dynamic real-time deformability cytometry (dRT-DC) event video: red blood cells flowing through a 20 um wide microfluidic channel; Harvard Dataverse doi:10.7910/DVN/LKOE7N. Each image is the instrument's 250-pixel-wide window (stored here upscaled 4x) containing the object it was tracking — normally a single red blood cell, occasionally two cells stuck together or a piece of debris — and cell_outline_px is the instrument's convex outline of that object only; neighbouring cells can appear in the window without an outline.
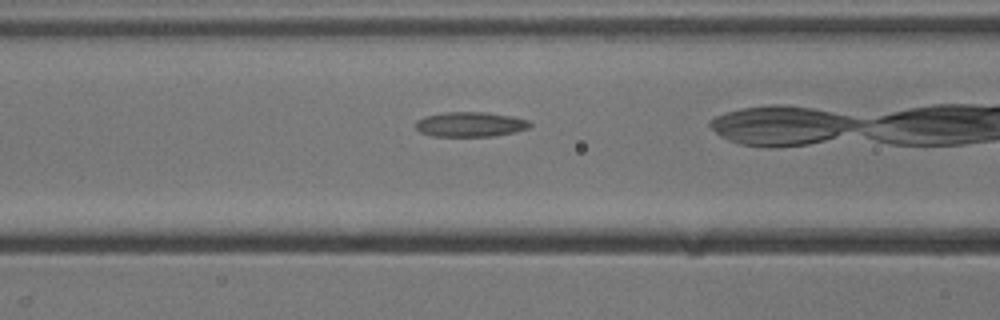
{"species": "common noctule bat (a hibernating species)", "species_latin": "Nyctalus noctula", "temperature_condition": "cold", "stored_images_in_passage": 34, "camera_frame_rate_fps": 3000, "um_per_image_px": 0.085, "animal": {"sex": "male", "body_mass_g": 13.3}, "frame": {"image": 1, "passage_image": 14, "time_ms": 4.333, "image_size_px": [1000, 320], "cell_outline_px": [[532, 124], [528, 128], [516, 132], [492, 136], [432, 136], [420, 132], [416, 128], [416, 120], [424, 116], [444, 112], [488, 112], [512, 116], [528, 120]], "centroid_in_image_um": [39.97, 10.56], "position_along_channel_um": 126.6, "area_um2": 16.65}}
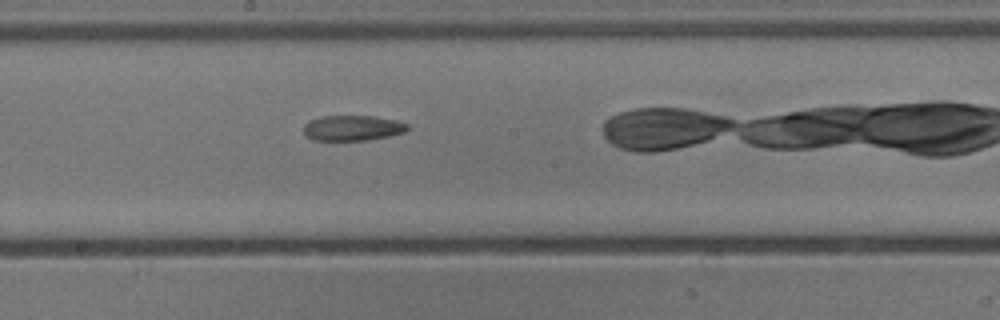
{"frame": {"image": 2, "passage_image": 21, "time_ms": 6.667, "image_size_px": [1000, 320], "cell_outline_px": [[408, 128], [404, 132], [388, 136], [368, 140], [312, 140], [304, 132], [304, 124], [308, 120], [320, 116], [372, 116], [396, 120], [408, 124]], "centroid_in_image_um": [29.94, 10.87], "position_along_channel_um": 218.3, "area_um2": 15.32}}
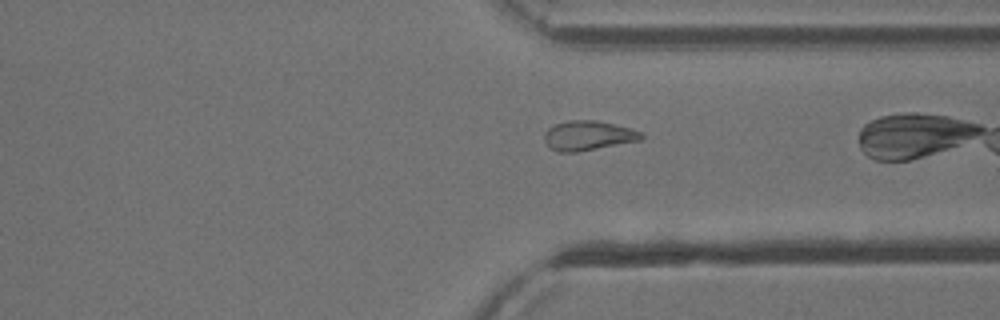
{"frame": {"image": 3, "passage_image": 32, "time_ms": 10.333, "image_size_px": [1000, 320], "cell_outline_px": [[644, 136], [640, 140], [576, 152], [560, 152], [552, 148], [544, 140], [544, 132], [548, 128], [556, 124], [568, 120], [596, 120], [628, 128], [640, 132]], "centroid_in_image_um": [49.95, 11.52], "position_along_channel_um": 361.4, "area_um2": 16.36}}